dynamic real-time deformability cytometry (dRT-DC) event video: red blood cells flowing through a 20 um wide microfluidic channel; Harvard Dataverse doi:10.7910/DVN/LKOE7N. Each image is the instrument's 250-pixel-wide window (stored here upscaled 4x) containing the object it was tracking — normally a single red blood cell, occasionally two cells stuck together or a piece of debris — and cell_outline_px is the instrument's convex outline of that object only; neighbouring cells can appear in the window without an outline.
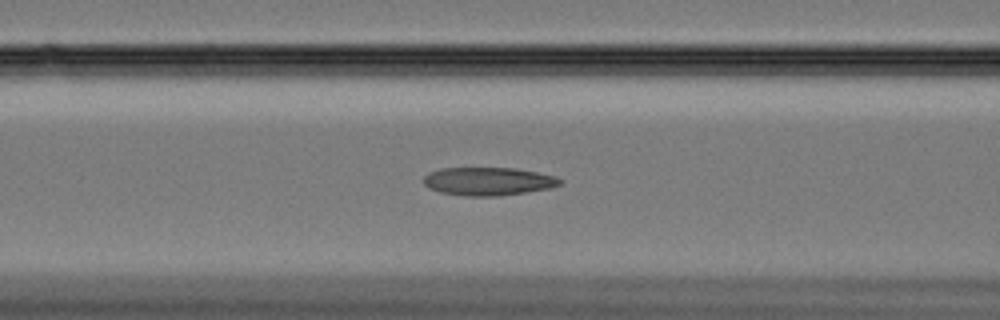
{"species": "Egyptian fruit bat (a non-hibernating species)", "species_latin": "Rousettus aegyptiacus", "temperature_condition": "cold", "stored_images_in_passage": 59, "camera_frame_rate_fps": 3000, "um_per_image_px": 0.085, "animal": {"sex": "female"}, "frame": {"image": 1, "passage_image": 24, "time_ms": 7.667, "image_size_px": [1000, 320], "cell_outline_px": [[564, 180], [560, 184], [552, 188], [496, 196], [468, 196], [440, 192], [428, 188], [424, 184], [424, 176], [428, 172], [440, 168], [516, 168], [556, 176]], "centroid_in_image_um": [41.5, 15.4], "position_along_channel_um": 125.1, "area_um2": 22.43}}
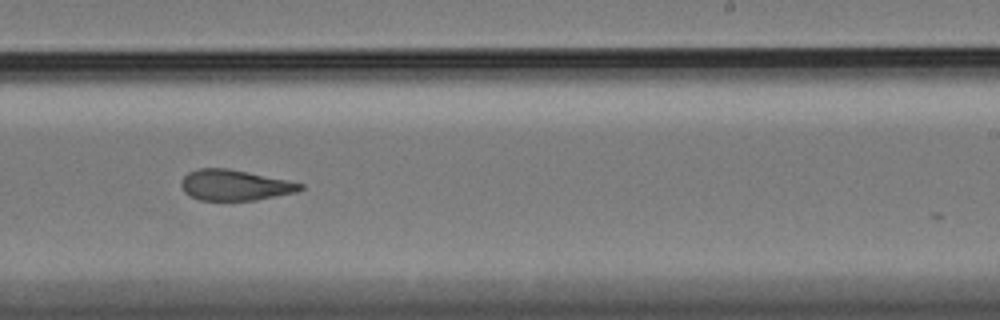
{"frame": {"image": 2, "passage_image": 37, "time_ms": 12.0, "image_size_px": [1000, 320], "cell_outline_px": [[304, 188], [296, 192], [256, 200], [200, 200], [188, 196], [184, 192], [180, 184], [180, 180], [188, 172], [196, 168], [228, 168], [288, 180], [304, 184]], "centroid_in_image_um": [19.92, 15.73], "position_along_channel_um": 269.1, "area_um2": 21.44}}
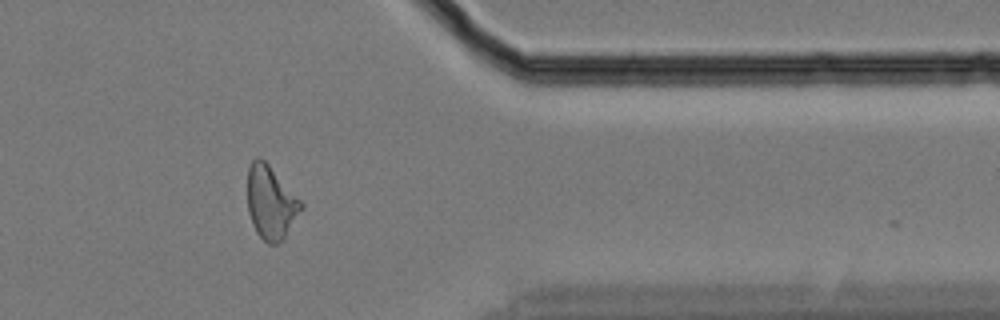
{"frame": {"image": 3, "passage_image": 49, "time_ms": 16.0, "image_size_px": [1000, 320], "cell_outline_px": [[304, 208], [284, 236], [276, 244], [268, 244], [256, 232], [252, 224], [248, 212], [248, 168], [252, 160], [256, 156], [260, 156], [268, 164], [304, 204]], "centroid_in_image_um": [23.01, 17.2], "position_along_channel_um": 388.4, "area_um2": 22.66}, "authors_computed_cell_mechanics": {"area_um2": 22.831, "velocity_mm_per_s": 3.3226, "shape_relaxation_time_tau1_ms": null, "shape_relaxation_time_tau2_ms": 3.9391, "deformation_change_tau1": null, "deformation_change_tau2": 0.1232}}